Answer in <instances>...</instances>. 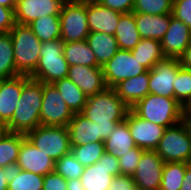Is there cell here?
Here are the masks:
<instances>
[{
    "label": "cell",
    "instance_id": "21",
    "mask_svg": "<svg viewBox=\"0 0 191 190\" xmlns=\"http://www.w3.org/2000/svg\"><path fill=\"white\" fill-rule=\"evenodd\" d=\"M119 98L131 109L149 94V70L121 81L114 87Z\"/></svg>",
    "mask_w": 191,
    "mask_h": 190
},
{
    "label": "cell",
    "instance_id": "3",
    "mask_svg": "<svg viewBox=\"0 0 191 190\" xmlns=\"http://www.w3.org/2000/svg\"><path fill=\"white\" fill-rule=\"evenodd\" d=\"M131 110L140 118L163 127H172L182 121L183 107L175 98L148 94Z\"/></svg>",
    "mask_w": 191,
    "mask_h": 190
},
{
    "label": "cell",
    "instance_id": "12",
    "mask_svg": "<svg viewBox=\"0 0 191 190\" xmlns=\"http://www.w3.org/2000/svg\"><path fill=\"white\" fill-rule=\"evenodd\" d=\"M165 162L155 150H144L131 176L135 185L145 190H159Z\"/></svg>",
    "mask_w": 191,
    "mask_h": 190
},
{
    "label": "cell",
    "instance_id": "35",
    "mask_svg": "<svg viewBox=\"0 0 191 190\" xmlns=\"http://www.w3.org/2000/svg\"><path fill=\"white\" fill-rule=\"evenodd\" d=\"M71 153L84 167L95 164L105 153L104 142L87 143L85 145L71 146Z\"/></svg>",
    "mask_w": 191,
    "mask_h": 190
},
{
    "label": "cell",
    "instance_id": "8",
    "mask_svg": "<svg viewBox=\"0 0 191 190\" xmlns=\"http://www.w3.org/2000/svg\"><path fill=\"white\" fill-rule=\"evenodd\" d=\"M155 151L164 162H191V138L183 121L165 129Z\"/></svg>",
    "mask_w": 191,
    "mask_h": 190
},
{
    "label": "cell",
    "instance_id": "46",
    "mask_svg": "<svg viewBox=\"0 0 191 190\" xmlns=\"http://www.w3.org/2000/svg\"><path fill=\"white\" fill-rule=\"evenodd\" d=\"M181 66H183L186 69L191 70V42L185 49L184 53L182 56L179 58Z\"/></svg>",
    "mask_w": 191,
    "mask_h": 190
},
{
    "label": "cell",
    "instance_id": "51",
    "mask_svg": "<svg viewBox=\"0 0 191 190\" xmlns=\"http://www.w3.org/2000/svg\"><path fill=\"white\" fill-rule=\"evenodd\" d=\"M191 138V121H183Z\"/></svg>",
    "mask_w": 191,
    "mask_h": 190
},
{
    "label": "cell",
    "instance_id": "14",
    "mask_svg": "<svg viewBox=\"0 0 191 190\" xmlns=\"http://www.w3.org/2000/svg\"><path fill=\"white\" fill-rule=\"evenodd\" d=\"M181 64L179 59L165 58L149 70V93L174 98V81Z\"/></svg>",
    "mask_w": 191,
    "mask_h": 190
},
{
    "label": "cell",
    "instance_id": "6",
    "mask_svg": "<svg viewBox=\"0 0 191 190\" xmlns=\"http://www.w3.org/2000/svg\"><path fill=\"white\" fill-rule=\"evenodd\" d=\"M28 140L54 161L71 152L68 128L40 125L25 135Z\"/></svg>",
    "mask_w": 191,
    "mask_h": 190
},
{
    "label": "cell",
    "instance_id": "4",
    "mask_svg": "<svg viewBox=\"0 0 191 190\" xmlns=\"http://www.w3.org/2000/svg\"><path fill=\"white\" fill-rule=\"evenodd\" d=\"M9 32L13 42L16 71L20 75L30 76L38 65L42 42L28 25L16 23Z\"/></svg>",
    "mask_w": 191,
    "mask_h": 190
},
{
    "label": "cell",
    "instance_id": "49",
    "mask_svg": "<svg viewBox=\"0 0 191 190\" xmlns=\"http://www.w3.org/2000/svg\"><path fill=\"white\" fill-rule=\"evenodd\" d=\"M183 110L182 121H191V104H185L183 106Z\"/></svg>",
    "mask_w": 191,
    "mask_h": 190
},
{
    "label": "cell",
    "instance_id": "2",
    "mask_svg": "<svg viewBox=\"0 0 191 190\" xmlns=\"http://www.w3.org/2000/svg\"><path fill=\"white\" fill-rule=\"evenodd\" d=\"M43 88V82L31 77L25 82L12 119L5 125L7 132L26 135L41 125Z\"/></svg>",
    "mask_w": 191,
    "mask_h": 190
},
{
    "label": "cell",
    "instance_id": "7",
    "mask_svg": "<svg viewBox=\"0 0 191 190\" xmlns=\"http://www.w3.org/2000/svg\"><path fill=\"white\" fill-rule=\"evenodd\" d=\"M61 40L76 42L86 40L90 30L88 26L86 0H68L60 10Z\"/></svg>",
    "mask_w": 191,
    "mask_h": 190
},
{
    "label": "cell",
    "instance_id": "27",
    "mask_svg": "<svg viewBox=\"0 0 191 190\" xmlns=\"http://www.w3.org/2000/svg\"><path fill=\"white\" fill-rule=\"evenodd\" d=\"M63 56L69 66L101 67L86 40L64 43Z\"/></svg>",
    "mask_w": 191,
    "mask_h": 190
},
{
    "label": "cell",
    "instance_id": "1",
    "mask_svg": "<svg viewBox=\"0 0 191 190\" xmlns=\"http://www.w3.org/2000/svg\"><path fill=\"white\" fill-rule=\"evenodd\" d=\"M130 108L119 98L114 88L87 97L81 112L97 125L98 138L104 142L116 125L126 119Z\"/></svg>",
    "mask_w": 191,
    "mask_h": 190
},
{
    "label": "cell",
    "instance_id": "5",
    "mask_svg": "<svg viewBox=\"0 0 191 190\" xmlns=\"http://www.w3.org/2000/svg\"><path fill=\"white\" fill-rule=\"evenodd\" d=\"M63 50L64 42L61 39L43 42L38 65L29 77L43 83H54L66 78L69 64L63 56Z\"/></svg>",
    "mask_w": 191,
    "mask_h": 190
},
{
    "label": "cell",
    "instance_id": "18",
    "mask_svg": "<svg viewBox=\"0 0 191 190\" xmlns=\"http://www.w3.org/2000/svg\"><path fill=\"white\" fill-rule=\"evenodd\" d=\"M30 77L18 75L0 79V122L6 125L14 114L21 97L23 85Z\"/></svg>",
    "mask_w": 191,
    "mask_h": 190
},
{
    "label": "cell",
    "instance_id": "10",
    "mask_svg": "<svg viewBox=\"0 0 191 190\" xmlns=\"http://www.w3.org/2000/svg\"><path fill=\"white\" fill-rule=\"evenodd\" d=\"M102 69L108 88H114L121 81L138 76L148 70L139 63L137 58H134L131 51L120 49Z\"/></svg>",
    "mask_w": 191,
    "mask_h": 190
},
{
    "label": "cell",
    "instance_id": "44",
    "mask_svg": "<svg viewBox=\"0 0 191 190\" xmlns=\"http://www.w3.org/2000/svg\"><path fill=\"white\" fill-rule=\"evenodd\" d=\"M134 185L130 175H118L114 176L108 190H131Z\"/></svg>",
    "mask_w": 191,
    "mask_h": 190
},
{
    "label": "cell",
    "instance_id": "38",
    "mask_svg": "<svg viewBox=\"0 0 191 190\" xmlns=\"http://www.w3.org/2000/svg\"><path fill=\"white\" fill-rule=\"evenodd\" d=\"M173 0H135L132 12L149 15L172 14Z\"/></svg>",
    "mask_w": 191,
    "mask_h": 190
},
{
    "label": "cell",
    "instance_id": "17",
    "mask_svg": "<svg viewBox=\"0 0 191 190\" xmlns=\"http://www.w3.org/2000/svg\"><path fill=\"white\" fill-rule=\"evenodd\" d=\"M62 4L61 0H17L14 9L15 21L28 25L43 16L59 15Z\"/></svg>",
    "mask_w": 191,
    "mask_h": 190
},
{
    "label": "cell",
    "instance_id": "29",
    "mask_svg": "<svg viewBox=\"0 0 191 190\" xmlns=\"http://www.w3.org/2000/svg\"><path fill=\"white\" fill-rule=\"evenodd\" d=\"M58 89L64 102L73 113H80L87 101V96L68 77L57 80L53 83Z\"/></svg>",
    "mask_w": 191,
    "mask_h": 190
},
{
    "label": "cell",
    "instance_id": "19",
    "mask_svg": "<svg viewBox=\"0 0 191 190\" xmlns=\"http://www.w3.org/2000/svg\"><path fill=\"white\" fill-rule=\"evenodd\" d=\"M86 12L90 32L114 36L122 13L103 6L96 0H86Z\"/></svg>",
    "mask_w": 191,
    "mask_h": 190
},
{
    "label": "cell",
    "instance_id": "47",
    "mask_svg": "<svg viewBox=\"0 0 191 190\" xmlns=\"http://www.w3.org/2000/svg\"><path fill=\"white\" fill-rule=\"evenodd\" d=\"M180 190H191V162L186 163V172Z\"/></svg>",
    "mask_w": 191,
    "mask_h": 190
},
{
    "label": "cell",
    "instance_id": "31",
    "mask_svg": "<svg viewBox=\"0 0 191 190\" xmlns=\"http://www.w3.org/2000/svg\"><path fill=\"white\" fill-rule=\"evenodd\" d=\"M22 134L7 132L0 137V168L16 166Z\"/></svg>",
    "mask_w": 191,
    "mask_h": 190
},
{
    "label": "cell",
    "instance_id": "25",
    "mask_svg": "<svg viewBox=\"0 0 191 190\" xmlns=\"http://www.w3.org/2000/svg\"><path fill=\"white\" fill-rule=\"evenodd\" d=\"M94 52L97 63L103 67L119 50L116 38L113 35L90 32L86 39Z\"/></svg>",
    "mask_w": 191,
    "mask_h": 190
},
{
    "label": "cell",
    "instance_id": "34",
    "mask_svg": "<svg viewBox=\"0 0 191 190\" xmlns=\"http://www.w3.org/2000/svg\"><path fill=\"white\" fill-rule=\"evenodd\" d=\"M44 176L15 168L9 180L8 190H42Z\"/></svg>",
    "mask_w": 191,
    "mask_h": 190
},
{
    "label": "cell",
    "instance_id": "39",
    "mask_svg": "<svg viewBox=\"0 0 191 190\" xmlns=\"http://www.w3.org/2000/svg\"><path fill=\"white\" fill-rule=\"evenodd\" d=\"M143 151L144 149L136 146L118 158L120 175L132 176L135 173Z\"/></svg>",
    "mask_w": 191,
    "mask_h": 190
},
{
    "label": "cell",
    "instance_id": "24",
    "mask_svg": "<svg viewBox=\"0 0 191 190\" xmlns=\"http://www.w3.org/2000/svg\"><path fill=\"white\" fill-rule=\"evenodd\" d=\"M114 37L120 50L131 51L140 42L141 36L136 26L134 12L121 14Z\"/></svg>",
    "mask_w": 191,
    "mask_h": 190
},
{
    "label": "cell",
    "instance_id": "15",
    "mask_svg": "<svg viewBox=\"0 0 191 190\" xmlns=\"http://www.w3.org/2000/svg\"><path fill=\"white\" fill-rule=\"evenodd\" d=\"M15 168L45 176L54 171L55 161L37 149L22 134V143Z\"/></svg>",
    "mask_w": 191,
    "mask_h": 190
},
{
    "label": "cell",
    "instance_id": "30",
    "mask_svg": "<svg viewBox=\"0 0 191 190\" xmlns=\"http://www.w3.org/2000/svg\"><path fill=\"white\" fill-rule=\"evenodd\" d=\"M28 26L42 43L61 39L59 15H49L37 18L29 23Z\"/></svg>",
    "mask_w": 191,
    "mask_h": 190
},
{
    "label": "cell",
    "instance_id": "28",
    "mask_svg": "<svg viewBox=\"0 0 191 190\" xmlns=\"http://www.w3.org/2000/svg\"><path fill=\"white\" fill-rule=\"evenodd\" d=\"M131 53L148 70H151L158 62L165 59L162 53L161 41L155 39L141 38L140 42L131 50Z\"/></svg>",
    "mask_w": 191,
    "mask_h": 190
},
{
    "label": "cell",
    "instance_id": "48",
    "mask_svg": "<svg viewBox=\"0 0 191 190\" xmlns=\"http://www.w3.org/2000/svg\"><path fill=\"white\" fill-rule=\"evenodd\" d=\"M67 190H85L80 179H71L67 181Z\"/></svg>",
    "mask_w": 191,
    "mask_h": 190
},
{
    "label": "cell",
    "instance_id": "41",
    "mask_svg": "<svg viewBox=\"0 0 191 190\" xmlns=\"http://www.w3.org/2000/svg\"><path fill=\"white\" fill-rule=\"evenodd\" d=\"M67 181L63 176L53 171L44 176L42 190H67Z\"/></svg>",
    "mask_w": 191,
    "mask_h": 190
},
{
    "label": "cell",
    "instance_id": "13",
    "mask_svg": "<svg viewBox=\"0 0 191 190\" xmlns=\"http://www.w3.org/2000/svg\"><path fill=\"white\" fill-rule=\"evenodd\" d=\"M125 120L137 147L150 151L157 149L166 127L140 118L131 109Z\"/></svg>",
    "mask_w": 191,
    "mask_h": 190
},
{
    "label": "cell",
    "instance_id": "50",
    "mask_svg": "<svg viewBox=\"0 0 191 190\" xmlns=\"http://www.w3.org/2000/svg\"><path fill=\"white\" fill-rule=\"evenodd\" d=\"M17 0H0V5L7 8H15Z\"/></svg>",
    "mask_w": 191,
    "mask_h": 190
},
{
    "label": "cell",
    "instance_id": "9",
    "mask_svg": "<svg viewBox=\"0 0 191 190\" xmlns=\"http://www.w3.org/2000/svg\"><path fill=\"white\" fill-rule=\"evenodd\" d=\"M74 113L69 109L53 83H44L42 108L40 111L41 125L65 126L69 124Z\"/></svg>",
    "mask_w": 191,
    "mask_h": 190
},
{
    "label": "cell",
    "instance_id": "33",
    "mask_svg": "<svg viewBox=\"0 0 191 190\" xmlns=\"http://www.w3.org/2000/svg\"><path fill=\"white\" fill-rule=\"evenodd\" d=\"M186 172V163L165 162L159 190H180Z\"/></svg>",
    "mask_w": 191,
    "mask_h": 190
},
{
    "label": "cell",
    "instance_id": "22",
    "mask_svg": "<svg viewBox=\"0 0 191 190\" xmlns=\"http://www.w3.org/2000/svg\"><path fill=\"white\" fill-rule=\"evenodd\" d=\"M71 146L85 145L87 143L102 142L98 138L97 125L85 117L81 112L74 113L67 125Z\"/></svg>",
    "mask_w": 191,
    "mask_h": 190
},
{
    "label": "cell",
    "instance_id": "20",
    "mask_svg": "<svg viewBox=\"0 0 191 190\" xmlns=\"http://www.w3.org/2000/svg\"><path fill=\"white\" fill-rule=\"evenodd\" d=\"M89 97L104 91L107 86L102 67L71 65L68 76Z\"/></svg>",
    "mask_w": 191,
    "mask_h": 190
},
{
    "label": "cell",
    "instance_id": "16",
    "mask_svg": "<svg viewBox=\"0 0 191 190\" xmlns=\"http://www.w3.org/2000/svg\"><path fill=\"white\" fill-rule=\"evenodd\" d=\"M191 42V29L170 14V24L161 40L165 58L179 59Z\"/></svg>",
    "mask_w": 191,
    "mask_h": 190
},
{
    "label": "cell",
    "instance_id": "11",
    "mask_svg": "<svg viewBox=\"0 0 191 190\" xmlns=\"http://www.w3.org/2000/svg\"><path fill=\"white\" fill-rule=\"evenodd\" d=\"M118 175V158L105 152L95 164L85 167L80 181L85 190H108L112 179Z\"/></svg>",
    "mask_w": 191,
    "mask_h": 190
},
{
    "label": "cell",
    "instance_id": "43",
    "mask_svg": "<svg viewBox=\"0 0 191 190\" xmlns=\"http://www.w3.org/2000/svg\"><path fill=\"white\" fill-rule=\"evenodd\" d=\"M103 6L120 13L132 12L135 0H96Z\"/></svg>",
    "mask_w": 191,
    "mask_h": 190
},
{
    "label": "cell",
    "instance_id": "37",
    "mask_svg": "<svg viewBox=\"0 0 191 190\" xmlns=\"http://www.w3.org/2000/svg\"><path fill=\"white\" fill-rule=\"evenodd\" d=\"M173 85L174 98L183 107L191 99V70L180 66Z\"/></svg>",
    "mask_w": 191,
    "mask_h": 190
},
{
    "label": "cell",
    "instance_id": "36",
    "mask_svg": "<svg viewBox=\"0 0 191 190\" xmlns=\"http://www.w3.org/2000/svg\"><path fill=\"white\" fill-rule=\"evenodd\" d=\"M84 169L85 167L75 159L71 152L55 161L54 171L66 180L80 179Z\"/></svg>",
    "mask_w": 191,
    "mask_h": 190
},
{
    "label": "cell",
    "instance_id": "42",
    "mask_svg": "<svg viewBox=\"0 0 191 190\" xmlns=\"http://www.w3.org/2000/svg\"><path fill=\"white\" fill-rule=\"evenodd\" d=\"M14 9L0 5V33H7L15 26Z\"/></svg>",
    "mask_w": 191,
    "mask_h": 190
},
{
    "label": "cell",
    "instance_id": "52",
    "mask_svg": "<svg viewBox=\"0 0 191 190\" xmlns=\"http://www.w3.org/2000/svg\"><path fill=\"white\" fill-rule=\"evenodd\" d=\"M6 133V127L3 123L0 122V137Z\"/></svg>",
    "mask_w": 191,
    "mask_h": 190
},
{
    "label": "cell",
    "instance_id": "26",
    "mask_svg": "<svg viewBox=\"0 0 191 190\" xmlns=\"http://www.w3.org/2000/svg\"><path fill=\"white\" fill-rule=\"evenodd\" d=\"M105 152L119 158L136 147L126 120L119 122L104 141Z\"/></svg>",
    "mask_w": 191,
    "mask_h": 190
},
{
    "label": "cell",
    "instance_id": "32",
    "mask_svg": "<svg viewBox=\"0 0 191 190\" xmlns=\"http://www.w3.org/2000/svg\"><path fill=\"white\" fill-rule=\"evenodd\" d=\"M20 75L16 71L13 42L10 32L0 33V79H8Z\"/></svg>",
    "mask_w": 191,
    "mask_h": 190
},
{
    "label": "cell",
    "instance_id": "53",
    "mask_svg": "<svg viewBox=\"0 0 191 190\" xmlns=\"http://www.w3.org/2000/svg\"><path fill=\"white\" fill-rule=\"evenodd\" d=\"M131 190H145L144 188H141L137 185H134Z\"/></svg>",
    "mask_w": 191,
    "mask_h": 190
},
{
    "label": "cell",
    "instance_id": "40",
    "mask_svg": "<svg viewBox=\"0 0 191 190\" xmlns=\"http://www.w3.org/2000/svg\"><path fill=\"white\" fill-rule=\"evenodd\" d=\"M172 16L191 29V0H173Z\"/></svg>",
    "mask_w": 191,
    "mask_h": 190
},
{
    "label": "cell",
    "instance_id": "23",
    "mask_svg": "<svg viewBox=\"0 0 191 190\" xmlns=\"http://www.w3.org/2000/svg\"><path fill=\"white\" fill-rule=\"evenodd\" d=\"M141 38L161 41L170 24V14L149 15L134 13Z\"/></svg>",
    "mask_w": 191,
    "mask_h": 190
},
{
    "label": "cell",
    "instance_id": "45",
    "mask_svg": "<svg viewBox=\"0 0 191 190\" xmlns=\"http://www.w3.org/2000/svg\"><path fill=\"white\" fill-rule=\"evenodd\" d=\"M14 169V166L0 168V190H8L9 180L11 179Z\"/></svg>",
    "mask_w": 191,
    "mask_h": 190
}]
</instances>
